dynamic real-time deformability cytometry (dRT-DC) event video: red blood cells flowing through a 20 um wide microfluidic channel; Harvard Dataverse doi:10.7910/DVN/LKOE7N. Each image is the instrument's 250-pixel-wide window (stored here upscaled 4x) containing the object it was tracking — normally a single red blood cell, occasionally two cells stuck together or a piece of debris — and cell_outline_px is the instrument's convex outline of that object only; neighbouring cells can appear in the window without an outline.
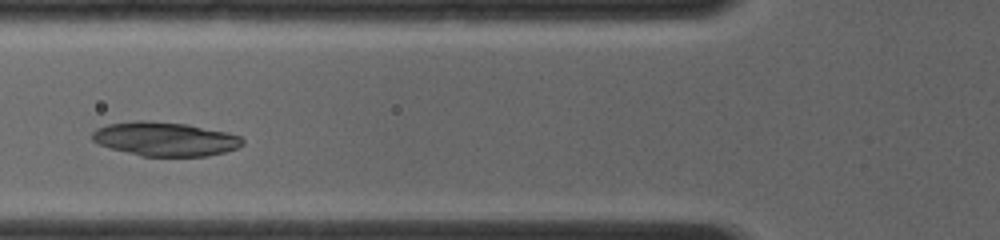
{"species": "common noctule bat (a hibernating species)", "species_latin": "Nyctalus noctula", "temperature_condition": "room temperature", "stored_images_in_passage": 8, "camera_frame_rate_fps": 4000, "um_per_image_px": 0.085, "animal": {"sex": "female", "body_mass_g": 19.0, "forearm_length_mm": 56.7}, "frame": {"image": 1, "passage_image": 4, "time_ms": 2.75, "image_size_px": [1000, 240], "cell_outline_px": [[244, 144], [236, 148], [224, 152], [208, 156], [140, 156], [108, 148], [96, 144], [92, 140], [92, 132], [96, 128], [108, 124], [136, 120], [144, 120], [188, 124], [228, 132], [240, 136], [244, 140]], "centroid_in_image_um": [14.0, 11.81], "position_along_channel_um": 111.8, "area_um2": 30.11}}
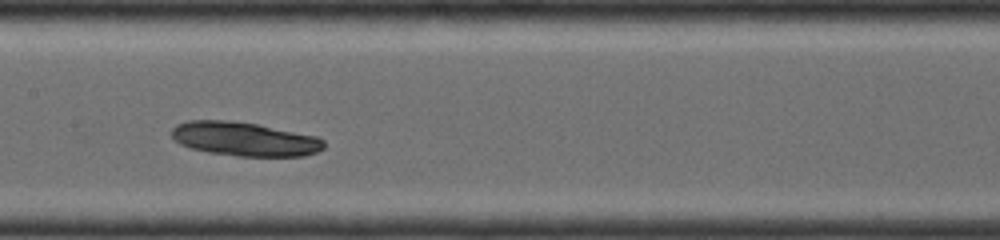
{"frame": {"image": 2, "passage_image": 6, "time_ms": 4.5, "image_size_px": [1000, 240], "cell_outline_px": [[324, 148], [316, 152], [304, 156], [236, 156], [208, 152], [188, 148], [180, 144], [172, 136], [172, 128], [176, 124], [188, 120], [228, 120], [256, 124], [316, 136], [324, 140]], "centroid_in_image_um": [20.75, 11.82], "position_along_channel_um": 186.6, "area_um2": 30.11}}
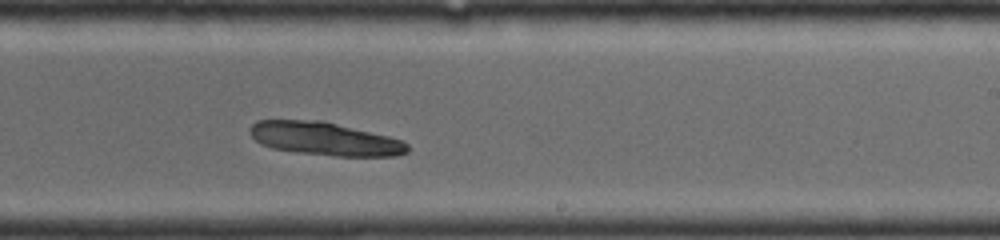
{"frame": {"image": 3, "passage_image": 8, "time_ms": 6.25, "image_size_px": [1000, 240], "cell_outline_px": [[408, 152], [396, 156], [336, 156], [300, 152], [272, 148], [260, 144], [248, 132], [248, 128], [256, 120], [320, 120], [388, 136], [404, 140], [408, 144]], "centroid_in_image_um": [27.59, 11.79], "position_along_channel_um": 261.4, "area_um2": 30.4}}